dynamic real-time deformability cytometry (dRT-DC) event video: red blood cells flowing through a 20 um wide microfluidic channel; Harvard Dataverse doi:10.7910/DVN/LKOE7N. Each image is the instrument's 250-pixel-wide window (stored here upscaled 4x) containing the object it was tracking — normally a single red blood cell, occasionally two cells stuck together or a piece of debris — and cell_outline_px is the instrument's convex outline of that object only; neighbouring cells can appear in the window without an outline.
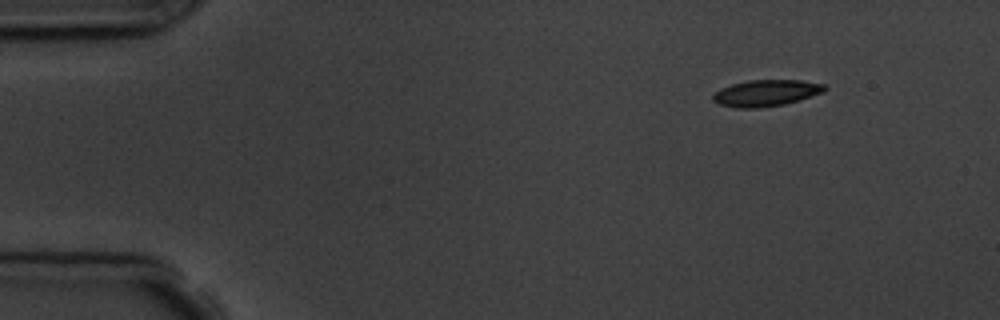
{"species": "common noctule bat (a hibernating species)", "species_latin": "Nyctalus noctula", "temperature_condition": "room temperature", "stored_images_in_passage": 9, "camera_frame_rate_fps": 3000, "um_per_image_px": 0.085, "animal": {"sex": "male", "body_mass_g": 19.5, "forearm_length_mm": 54.6}, "frame": {"image": 1, "passage_image": 1, "time_ms": 0.0, "image_size_px": [1000, 320], "cell_outline_px": [[828, 88], [824, 92], [784, 104], [756, 108], [736, 108], [720, 104], [712, 100], [712, 96], [720, 88], [732, 84], [748, 80], [800, 80], [824, 84]], "centroid_in_image_um": [65.11, 7.9], "position_along_channel_um": 19.9, "area_um2": 17.11}}
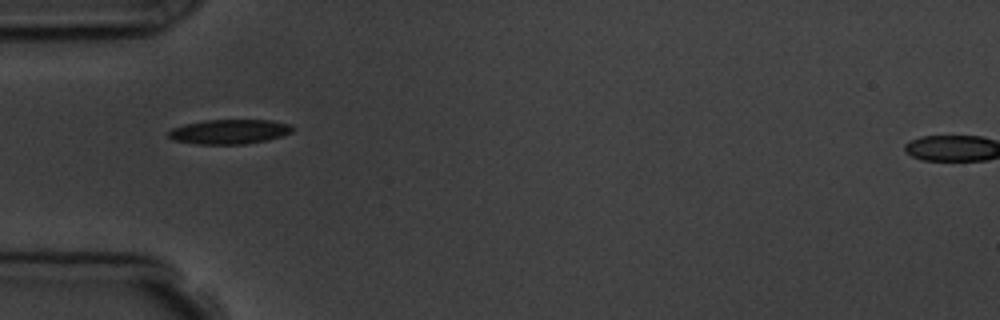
{"frame": {"image": 2, "passage_image": 4, "time_ms": 3.667, "image_size_px": [1000, 320], "cell_outline_px": [[292, 132], [268, 140], [244, 144], [196, 144], [172, 140], [168, 136], [168, 132], [172, 128], [184, 124], [204, 120], [272, 120], [292, 124]], "centroid_in_image_um": [19.48, 11.19], "position_along_channel_um": 65.5, "area_um2": 17.86}}
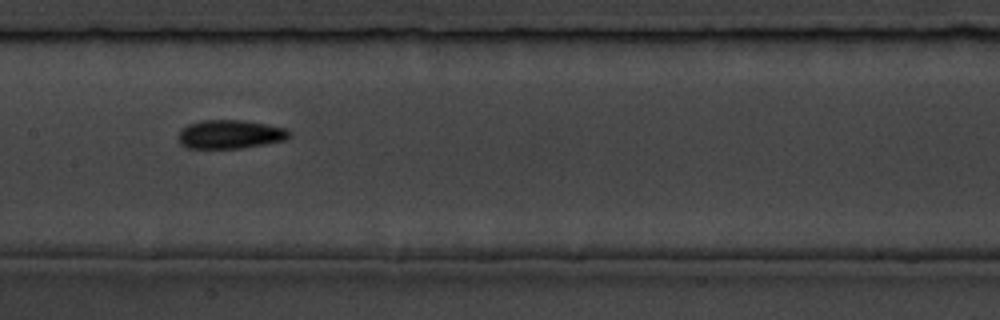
{"frame": {"image": 3, "passage_image": 7, "time_ms": 7.0, "image_size_px": [1000, 320], "cell_outline_px": [[292, 136], [284, 140], [264, 144], [240, 148], [188, 148], [180, 144], [180, 128], [188, 124], [200, 120], [240, 120], [264, 124], [284, 128], [292, 132]], "centroid_in_image_um": [19.55, 11.41], "position_along_channel_um": 187.8, "area_um2": 18.44}}